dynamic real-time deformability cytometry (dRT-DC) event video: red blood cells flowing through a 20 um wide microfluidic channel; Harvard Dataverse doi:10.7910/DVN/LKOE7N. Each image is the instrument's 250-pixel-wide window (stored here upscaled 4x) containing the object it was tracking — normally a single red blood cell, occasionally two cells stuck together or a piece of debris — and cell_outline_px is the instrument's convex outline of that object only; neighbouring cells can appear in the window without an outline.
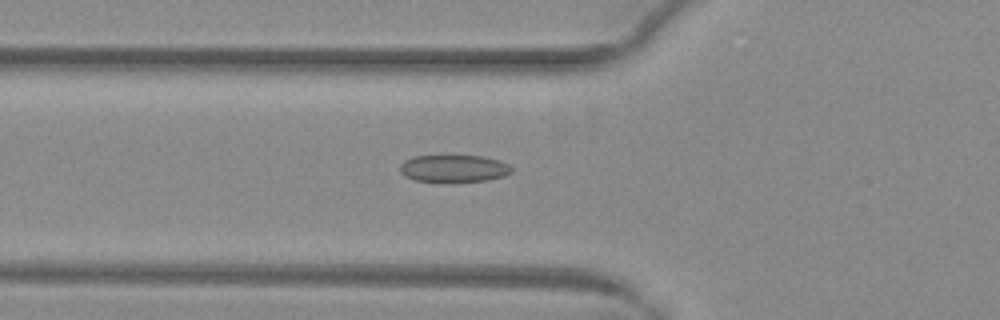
{"species": "common noctule bat (a hibernating species)", "species_latin": "Nyctalus noctula", "temperature_condition": "warm", "stored_images_in_passage": 52, "camera_frame_rate_fps": 3000, "um_per_image_px": 0.085, "animal": {"sex": "female", "body_mass_g": 29.2, "forearm_length_mm": 56.3}, "frame": {"image": 1, "passage_image": 20, "time_ms": 6.333, "image_size_px": [1000, 320], "cell_outline_px": [[512, 172], [504, 176], [488, 180], [416, 180], [404, 176], [400, 172], [400, 164], [404, 160], [412, 156], [484, 156], [508, 164], [512, 168]], "centroid_in_image_um": [38.56, 14.29], "position_along_channel_um": 87.2, "area_um2": 17.22}}
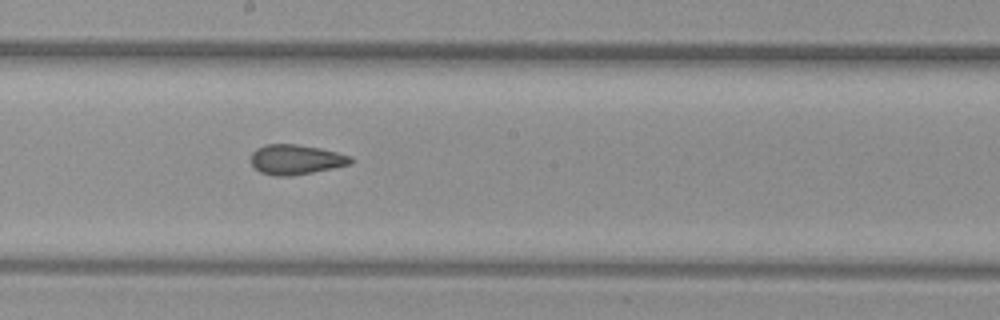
{"frame": {"image": 2, "passage_image": 30, "time_ms": 9.667, "image_size_px": [1000, 320], "cell_outline_px": [[352, 164], [292, 176], [272, 176], [260, 172], [248, 160], [252, 152], [256, 148], [264, 144], [296, 144], [320, 148], [352, 156]], "centroid_in_image_um": [25.11, 13.56], "position_along_channel_um": 223.1, "area_um2": 17.57}}
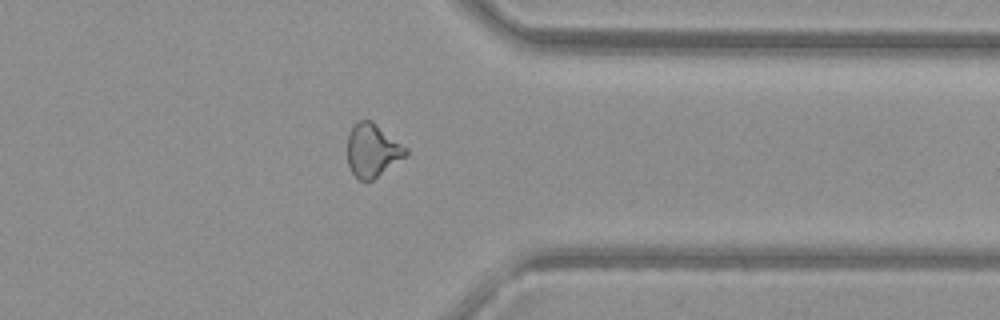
{"frame": {"image": 3, "passage_image": 42, "time_ms": 13.667, "image_size_px": [1000, 320], "cell_outline_px": [[408, 156], [372, 180], [360, 180], [352, 172], [348, 164], [348, 132], [352, 124], [356, 120], [372, 120], [408, 148]], "centroid_in_image_um": [31.67, 12.75], "position_along_channel_um": 379.7, "area_um2": 18.38}, "authors_computed_cell_mechanics": {"area_um2": 18.496, "velocity_mm_per_s": 4.05, "shape_relaxation_time_tau1_ms": null, "shape_relaxation_time_tau2_ms": 1.4713, "deformation_change_tau1": null, "deformation_change_tau2": 0.0869}}